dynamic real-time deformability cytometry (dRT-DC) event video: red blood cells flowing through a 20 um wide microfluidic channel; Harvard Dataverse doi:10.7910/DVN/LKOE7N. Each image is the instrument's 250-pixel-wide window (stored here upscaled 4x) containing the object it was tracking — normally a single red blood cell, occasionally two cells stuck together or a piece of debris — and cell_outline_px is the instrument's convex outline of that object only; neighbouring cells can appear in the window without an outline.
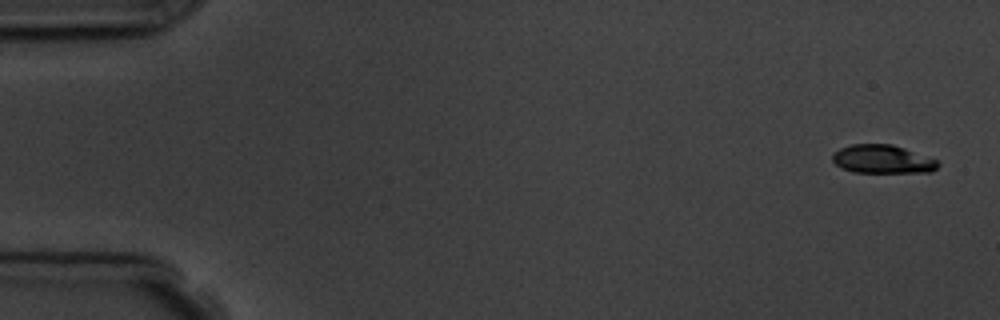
{"species": "common noctule bat (a hibernating species)", "species_latin": "Nyctalus noctula", "temperature_condition": "room temperature", "stored_images_in_passage": 5, "camera_frame_rate_fps": 3000, "um_per_image_px": 0.085, "animal": {"sex": "male", "body_mass_g": 19.5, "forearm_length_mm": 54.6}, "frame": {"image": 1, "passage_image": 1, "time_ms": 0.0, "image_size_px": [1000, 320], "cell_outline_px": [[940, 164], [932, 172], [852, 172], [840, 168], [832, 160], [832, 156], [840, 148], [852, 144], [892, 144], [940, 160]], "centroid_in_image_um": [75.04, 13.53], "position_along_channel_um": 10.0, "area_um2": 17.57}}
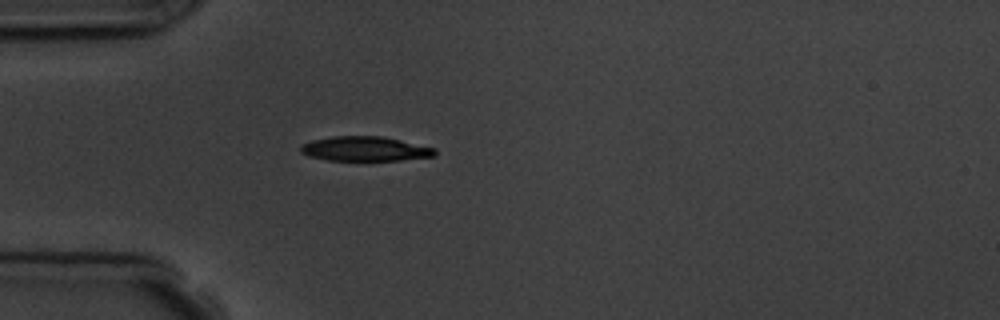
{"frame": {"image": 2, "passage_image": 5, "time_ms": 4.667, "image_size_px": [1000, 320], "cell_outline_px": [[436, 156], [400, 160], [328, 160], [308, 156], [300, 152], [300, 148], [304, 144], [312, 140], [332, 136], [380, 136], [400, 140], [436, 148]], "centroid_in_image_um": [31.04, 12.65], "position_along_channel_um": 54.0, "area_um2": 19.13}}